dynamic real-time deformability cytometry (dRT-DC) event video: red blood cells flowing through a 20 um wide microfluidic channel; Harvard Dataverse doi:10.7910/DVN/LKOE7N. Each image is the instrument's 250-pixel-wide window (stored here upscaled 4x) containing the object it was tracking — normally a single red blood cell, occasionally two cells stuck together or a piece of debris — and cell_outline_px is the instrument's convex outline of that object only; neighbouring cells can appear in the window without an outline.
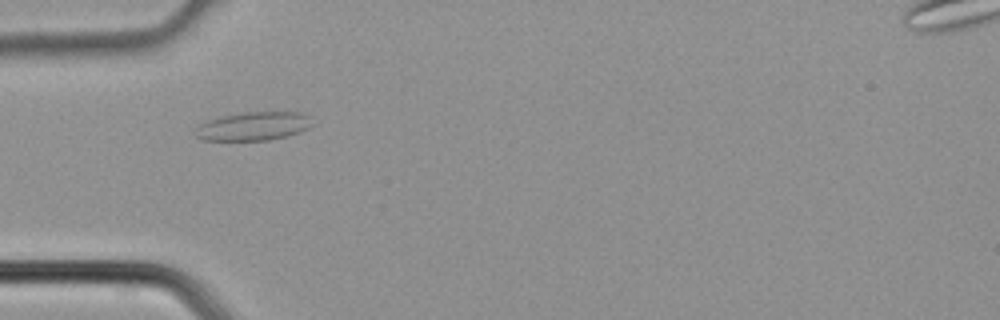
{"species": "common noctule bat (a hibernating species)", "species_latin": "Nyctalus noctula", "temperature_condition": "cold", "stored_images_in_passage": 3, "camera_frame_rate_fps": 3000, "um_per_image_px": 0.085, "animal": {"sex": "male", "body_mass_g": 21.5, "forearm_length_mm": 52.0}, "frame": {"image": 1, "passage_image": 2, "time_ms": 0.333, "image_size_px": [1000, 320], "cell_outline_px": [[312, 124], [308, 128], [300, 132], [268, 140], [204, 140], [196, 136], [196, 128], [200, 124], [208, 120], [224, 116], [244, 112], [300, 112], [308, 116]], "centroid_in_image_um": [21.54, 10.72], "position_along_channel_um": 63.5, "area_um2": 19.13}}
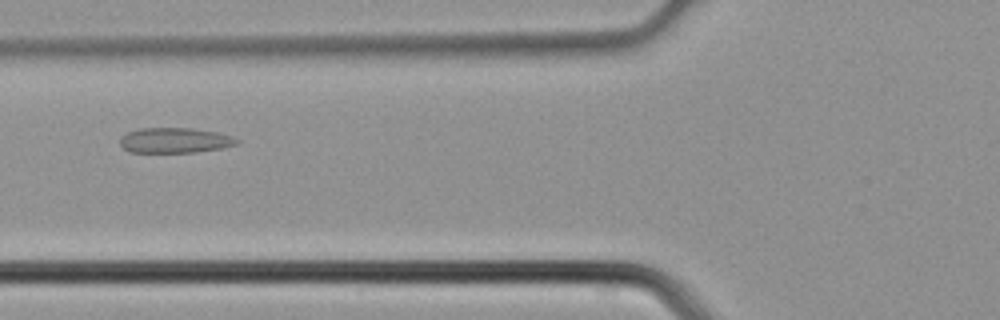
{"frame": {"image": 2, "passage_image": 3, "time_ms": 0.667, "image_size_px": [1000, 320], "cell_outline_px": [[240, 140], [236, 144], [220, 148], [196, 152], [128, 152], [120, 144], [120, 136], [128, 132], [140, 128], [192, 128], [216, 132], [232, 136]], "centroid_in_image_um": [14.83, 11.92], "position_along_channel_um": 111.0, "area_um2": 17.11}}